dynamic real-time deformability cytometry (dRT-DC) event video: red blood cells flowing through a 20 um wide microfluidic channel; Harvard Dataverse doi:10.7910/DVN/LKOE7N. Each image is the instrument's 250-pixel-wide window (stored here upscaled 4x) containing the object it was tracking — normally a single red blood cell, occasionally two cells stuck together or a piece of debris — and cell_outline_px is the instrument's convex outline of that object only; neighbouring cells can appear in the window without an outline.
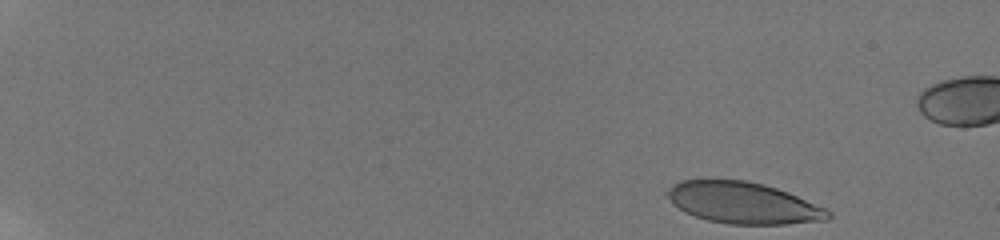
{"species": "human", "species_latin": "Homo sapiens", "temperature_condition": "room temperature", "stored_images_in_passage": 29, "camera_frame_rate_fps": 3000, "um_per_image_px": 0.085, "donor": {"sex": "male"}, "frame": {"image": 1, "passage_image": 1, "time_ms": 0.0, "image_size_px": [1000, 240], "cell_outline_px": [[832, 216], [828, 220], [788, 224], [728, 224], [708, 220], [684, 212], [664, 192], [672, 184], [680, 180], [744, 180], [764, 184], [788, 192], [824, 208], [832, 212]], "centroid_in_image_um": [63.18, 17.25], "position_along_channel_um": 21.8, "area_um2": 38.61}}
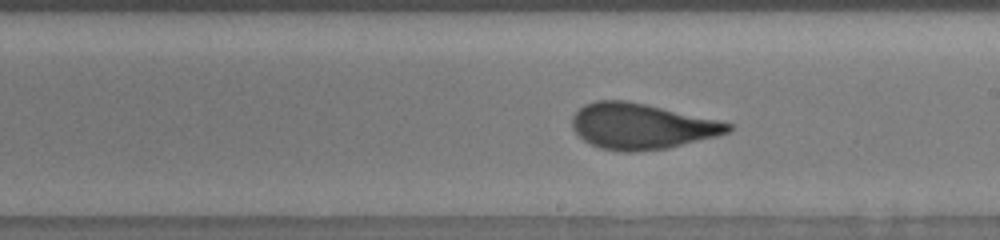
{"frame": {"image": 2, "passage_image": 21, "time_ms": 10.0, "image_size_px": [1000, 240], "cell_outline_px": [[732, 128], [728, 132], [716, 136], [668, 148], [636, 152], [620, 152], [600, 148], [584, 140], [572, 128], [572, 116], [584, 104], [596, 100], [624, 100], [644, 104], [716, 120], [732, 124]], "centroid_in_image_um": [54.47, 10.74], "position_along_channel_um": 234.5, "area_um2": 41.1}}
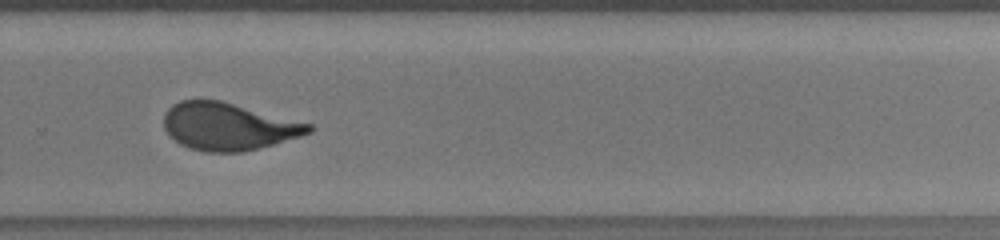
{"frame": {"image": 3, "passage_image": 25, "time_ms": 12.0, "image_size_px": [1000, 240], "cell_outline_px": [[316, 128], [312, 132], [300, 136], [244, 152], [204, 152], [188, 148], [180, 144], [168, 136], [164, 128], [164, 112], [172, 104], [180, 100], [220, 100], [312, 124]], "centroid_in_image_um": [19.37, 10.75], "position_along_channel_um": 310.4, "area_um2": 40.17}, "authors_computed_cell_mechanics": {"area_um2": 40.6334, "velocity_mm_per_s": 3.8144, "shape_relaxation_time_tau1_ms": 5.276, "shape_relaxation_time_tau2_ms": 0.7404, "deformation_change_tau1": 0.1849, "deformation_change_tau2": 0.0461}}